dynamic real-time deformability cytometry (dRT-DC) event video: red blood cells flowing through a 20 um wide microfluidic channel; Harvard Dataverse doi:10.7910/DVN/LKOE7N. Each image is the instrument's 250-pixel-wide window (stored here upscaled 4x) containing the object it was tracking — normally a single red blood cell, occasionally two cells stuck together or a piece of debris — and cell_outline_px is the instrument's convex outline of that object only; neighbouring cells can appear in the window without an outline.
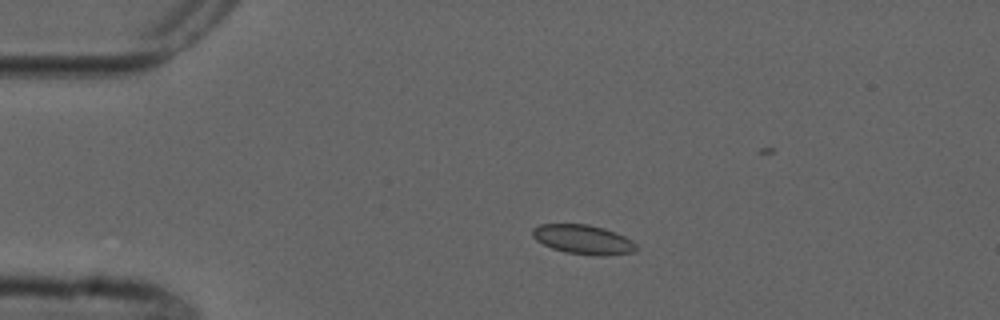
{"species": "common noctule bat (a hibernating species)", "species_latin": "Nyctalus noctula", "temperature_condition": "cold", "stored_images_in_passage": 5, "camera_frame_rate_fps": 3000, "um_per_image_px": 0.085, "animal": {"sex": "male", "forearm_length_mm": 52.5}, "frame": {"image": 1, "passage_image": 3, "time_ms": 3.0, "image_size_px": [1000, 320], "cell_outline_px": [[640, 248], [636, 252], [604, 256], [600, 256], [564, 252], [552, 248], [536, 240], [532, 236], [532, 228], [540, 224], [588, 224], [604, 228], [616, 232], [632, 240]], "centroid_in_image_um": [49.61, 20.36], "position_along_channel_um": 35.4, "area_um2": 17.98}}